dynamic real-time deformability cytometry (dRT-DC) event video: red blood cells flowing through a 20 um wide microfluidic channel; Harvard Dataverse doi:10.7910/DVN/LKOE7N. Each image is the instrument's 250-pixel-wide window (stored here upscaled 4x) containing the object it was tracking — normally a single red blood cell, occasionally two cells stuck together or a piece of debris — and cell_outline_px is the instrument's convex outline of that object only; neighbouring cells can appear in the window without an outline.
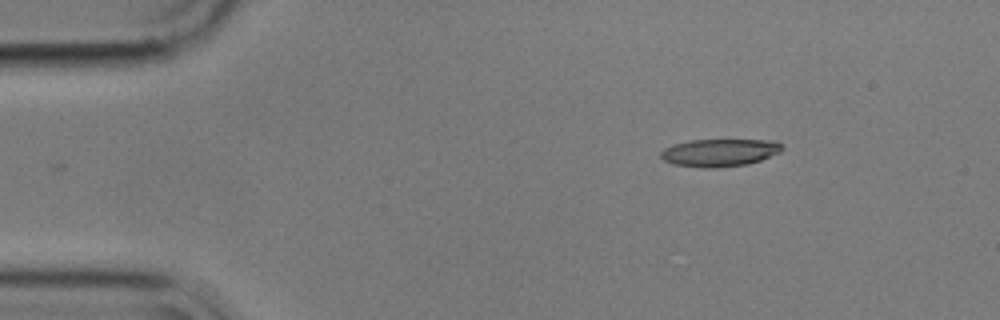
{"species": "common noctule bat (a hibernating species)", "species_latin": "Nyctalus noctula", "temperature_condition": "cold", "stored_images_in_passage": 2, "camera_frame_rate_fps": 3000, "um_per_image_px": 0.085, "animal": {"sex": "male", "body_mass_g": 17.9}, "frame": {"image": 1, "passage_image": 2, "time_ms": 0.333, "image_size_px": [1000, 320], "cell_outline_px": [[784, 148], [780, 152], [760, 160], [748, 164], [716, 168], [700, 168], [672, 164], [664, 160], [660, 156], [660, 152], [664, 148], [672, 144], [688, 140], [776, 140]], "centroid_in_image_um": [61.13, 12.97], "position_along_channel_um": 23.9, "area_um2": 19.71}}